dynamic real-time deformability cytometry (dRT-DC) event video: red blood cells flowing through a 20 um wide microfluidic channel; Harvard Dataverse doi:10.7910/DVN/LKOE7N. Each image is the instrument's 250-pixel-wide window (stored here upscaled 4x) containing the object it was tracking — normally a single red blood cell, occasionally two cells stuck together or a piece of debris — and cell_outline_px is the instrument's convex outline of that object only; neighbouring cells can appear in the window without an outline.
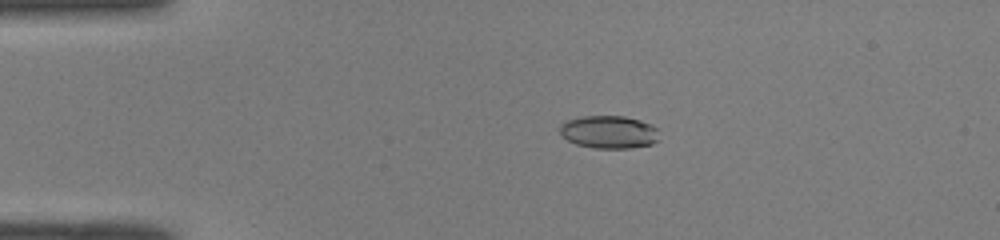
{"species": "common noctule bat (a hibernating species)", "species_latin": "Nyctalus noctula", "temperature_condition": "room temperature", "stored_images_in_passage": 41, "camera_frame_rate_fps": 3000, "um_per_image_px": 0.085, "animal": {"sex": "male", "body_mass_g": 19.0, "forearm_length_mm": 50.8}, "frame": {"image": 1, "passage_image": 1, "time_ms": 0.0, "image_size_px": [1000, 240], "cell_outline_px": [[660, 140], [652, 144], [632, 148], [596, 148], [576, 144], [568, 140], [560, 132], [560, 124], [568, 120], [584, 116], [624, 116], [640, 120], [656, 128]], "centroid_in_image_um": [51.78, 11.23], "position_along_channel_um": 33.2, "area_um2": 18.9}}
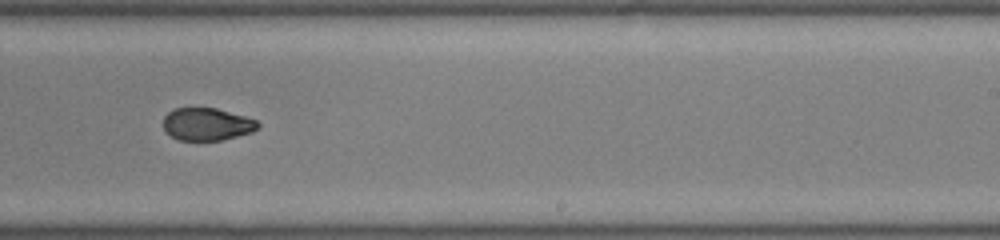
{"frame": {"image": 2, "passage_image": 22, "time_ms": 7.0, "image_size_px": [1000, 240], "cell_outline_px": [[260, 128], [252, 132], [220, 140], [176, 140], [164, 128], [164, 116], [172, 108], [216, 108], [244, 116], [256, 120], [260, 124]], "centroid_in_image_um": [17.59, 10.55], "position_along_channel_um": 271.4, "area_um2": 17.86}}
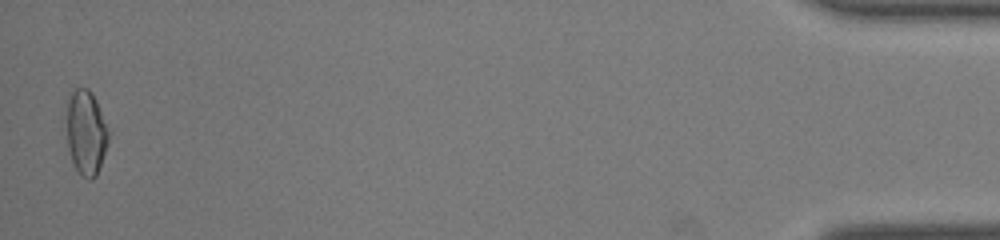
{"frame": {"image": 3, "passage_image": 40, "time_ms": 13.0, "image_size_px": [1000, 240], "cell_outline_px": [[108, 144], [96, 176], [92, 180], [88, 180], [80, 176], [72, 160], [68, 148], [68, 100], [72, 92], [76, 88], [88, 88], [92, 92], [96, 100], [108, 132]], "centroid_in_image_um": [7.32, 11.31], "position_along_channel_um": 427.9, "area_um2": 20.23}, "authors_computed_cell_mechanics": {"area_um2": 19.363, "velocity_mm_per_s": 4.0846, "shape_relaxation_time_tau1_ms": null, "shape_relaxation_time_tau2_ms": 1.0813, "deformation_change_tau1": null, "deformation_change_tau2": 0.0474}}